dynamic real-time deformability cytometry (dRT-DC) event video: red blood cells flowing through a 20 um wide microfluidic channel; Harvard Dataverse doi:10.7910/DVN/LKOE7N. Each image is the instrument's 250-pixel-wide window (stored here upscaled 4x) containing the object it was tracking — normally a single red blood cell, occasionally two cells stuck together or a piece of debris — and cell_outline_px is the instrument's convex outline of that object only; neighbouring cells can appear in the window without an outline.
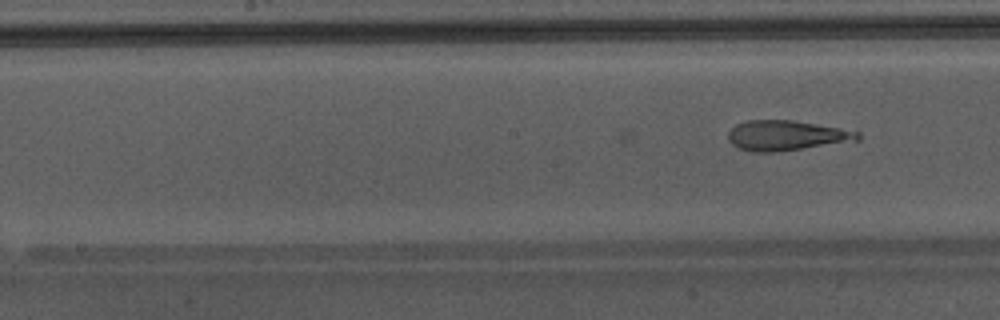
{"species": "Egyptian fruit bat (a non-hibernating species)", "species_latin": "Rousettus aegyptiacus", "temperature_condition": "warm", "stored_images_in_passage": 10, "camera_frame_rate_fps": 3000, "um_per_image_px": 0.085, "animal": {"sex": "male"}, "frame": {"image": 1, "passage_image": 10, "time_ms": 3.0, "image_size_px": [1000, 320], "cell_outline_px": [[860, 140], [776, 152], [752, 152], [740, 148], [732, 144], [728, 140], [728, 132], [736, 124], [748, 120], [792, 120], [840, 128], [860, 132]], "centroid_in_image_um": [66.83, 11.52], "position_along_channel_um": 181.4, "area_um2": 22.6}}